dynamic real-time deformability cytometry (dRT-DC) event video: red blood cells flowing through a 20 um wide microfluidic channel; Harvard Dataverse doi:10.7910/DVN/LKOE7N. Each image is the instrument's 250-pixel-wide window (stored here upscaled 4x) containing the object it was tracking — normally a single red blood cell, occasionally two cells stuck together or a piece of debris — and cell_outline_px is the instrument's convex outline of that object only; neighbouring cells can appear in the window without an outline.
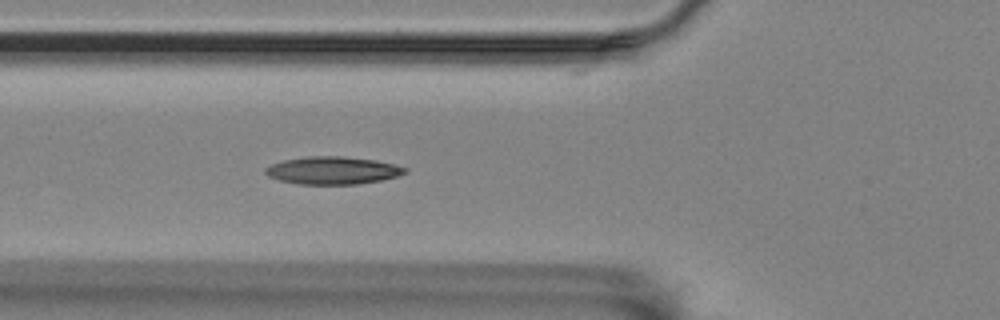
{"species": "Egyptian fruit bat (a non-hibernating species)", "species_latin": "Rousettus aegyptiacus", "temperature_condition": "room temperature", "stored_images_in_passage": 3, "camera_frame_rate_fps": 3000, "um_per_image_px": 0.085, "animal": {"sex": "female"}, "frame": {"image": 1, "passage_image": 3, "time_ms": 2.333, "image_size_px": [1000, 320], "cell_outline_px": [[408, 172], [396, 176], [380, 180], [356, 184], [296, 184], [280, 180], [268, 176], [264, 172], [264, 168], [272, 164], [284, 160], [308, 156], [340, 156], [376, 160], [408, 168]], "centroid_in_image_um": [28.26, 14.48], "position_along_channel_um": 97.5, "area_um2": 22.37}}